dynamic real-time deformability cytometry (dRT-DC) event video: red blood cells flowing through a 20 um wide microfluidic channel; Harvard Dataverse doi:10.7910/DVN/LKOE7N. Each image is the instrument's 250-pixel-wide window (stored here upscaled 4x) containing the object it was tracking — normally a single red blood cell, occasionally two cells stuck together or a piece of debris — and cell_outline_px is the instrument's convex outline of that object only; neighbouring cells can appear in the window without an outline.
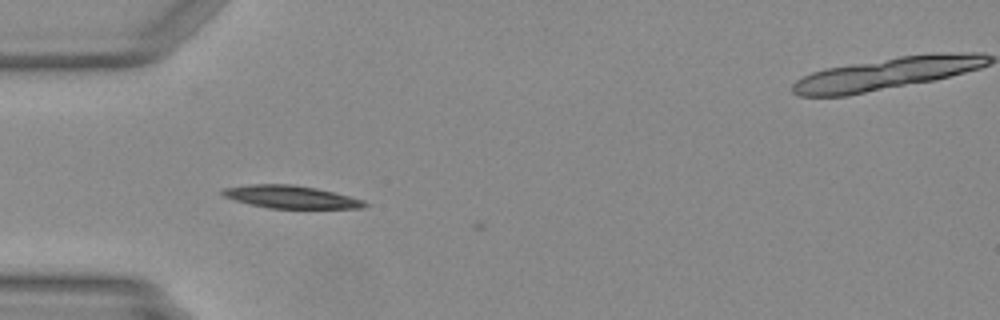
{"species": "Egyptian fruit bat (a non-hibernating species)", "species_latin": "Rousettus aegyptiacus", "temperature_condition": "warm", "stored_images_in_passage": 3, "camera_frame_rate_fps": 3000, "um_per_image_px": 0.085, "animal": {"sex": "female"}, "frame": {"image": 1, "passage_image": 1, "time_ms": 0.0, "image_size_px": [1000, 320], "cell_outline_px": [[368, 204], [364, 208], [268, 208], [236, 200], [224, 196], [220, 192], [224, 188], [252, 184], [292, 184], [316, 188], [364, 200]], "centroid_in_image_um": [24.73, 16.73], "position_along_channel_um": 60.3, "area_um2": 18.5}}